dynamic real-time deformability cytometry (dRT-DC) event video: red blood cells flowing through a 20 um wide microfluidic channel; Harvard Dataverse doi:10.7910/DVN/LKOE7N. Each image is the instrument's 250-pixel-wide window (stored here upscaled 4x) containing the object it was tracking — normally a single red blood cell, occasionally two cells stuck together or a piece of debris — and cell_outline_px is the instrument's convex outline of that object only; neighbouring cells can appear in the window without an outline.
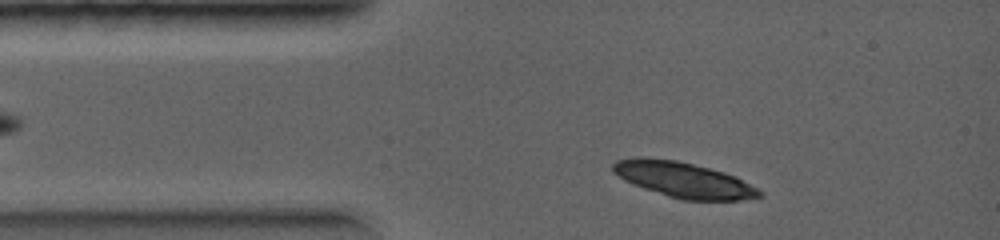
{"species": "common noctule bat (a hibernating species)", "species_latin": "Nyctalus noctula", "temperature_condition": "warm", "stored_images_in_passage": 2, "camera_frame_rate_fps": 5000, "um_per_image_px": 0.085, "animal": {"sex": "female", "body_mass_g": 19.0, "forearm_length_mm": 56.7}, "frame": {"image": 1, "passage_image": 1, "time_ms": 0.0, "image_size_px": [1000, 240], "cell_outline_px": [[764, 196], [740, 200], [680, 200], [632, 184], [624, 180], [612, 172], [612, 164], [616, 160], [632, 156], [644, 156], [676, 160], [724, 172], [736, 176], [764, 192]], "centroid_in_image_um": [58.07, 15.27], "position_along_channel_um": 26.9, "area_um2": 30.52}}